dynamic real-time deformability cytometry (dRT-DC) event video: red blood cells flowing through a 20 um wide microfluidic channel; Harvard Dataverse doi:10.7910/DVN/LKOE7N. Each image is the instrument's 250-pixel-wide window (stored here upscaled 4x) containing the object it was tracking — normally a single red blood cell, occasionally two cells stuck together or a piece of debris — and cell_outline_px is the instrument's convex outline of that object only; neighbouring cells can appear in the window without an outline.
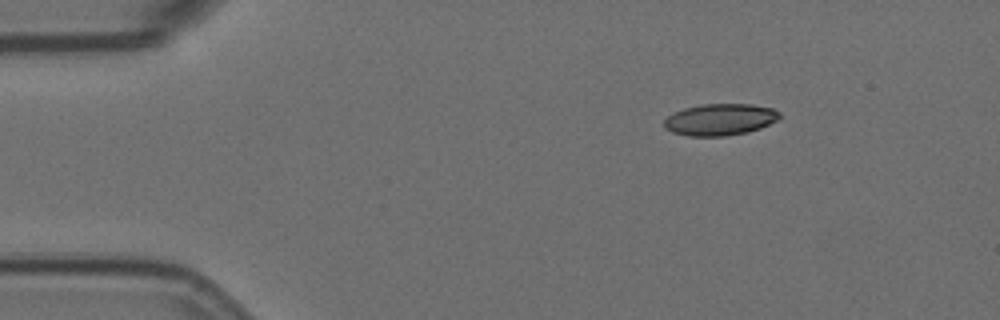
{"species": "Egyptian fruit bat (a non-hibernating species)", "species_latin": "Rousettus aegyptiacus", "temperature_condition": "room temperature", "stored_images_in_passage": 49, "camera_frame_rate_fps": 3000, "um_per_image_px": 0.085, "animal": {"sex": "female"}, "frame": {"image": 1, "passage_image": 1, "time_ms": 0.0, "image_size_px": [1000, 320], "cell_outline_px": [[780, 116], [776, 120], [760, 128], [748, 132], [724, 136], [688, 136], [672, 132], [664, 128], [664, 120], [672, 112], [684, 108], [700, 104], [752, 104], [772, 108], [780, 112]], "centroid_in_image_um": [61.17, 10.16], "position_along_channel_um": 23.8, "area_um2": 21.39}}
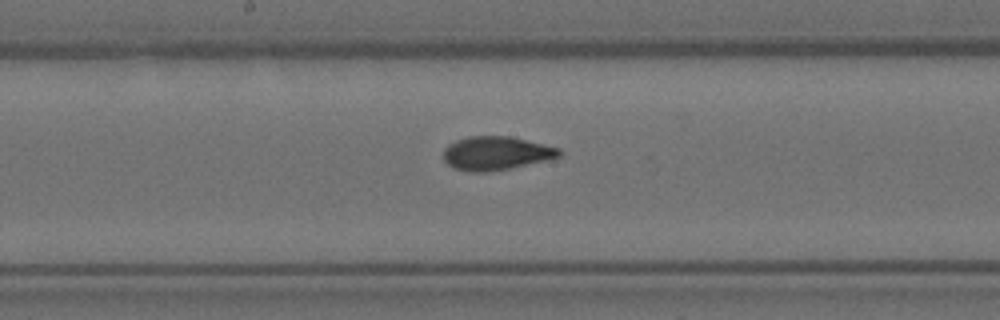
{"frame": {"image": 2, "passage_image": 22, "time_ms": 7.0, "image_size_px": [1000, 320], "cell_outline_px": [[564, 152], [560, 156], [552, 160], [508, 168], [484, 172], [468, 172], [452, 168], [444, 160], [444, 148], [448, 144], [456, 140], [468, 136], [508, 136], [560, 148]], "centroid_in_image_um": [42.18, 13.03], "position_along_channel_um": 206.0, "area_um2": 22.83}}
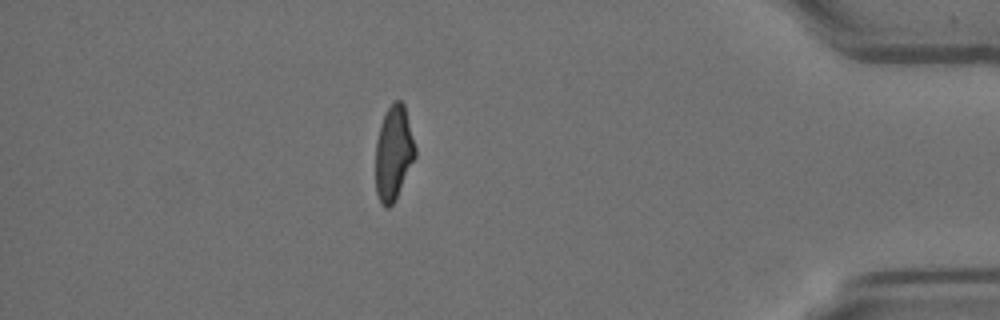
{"frame": {"image": 3, "passage_image": 42, "time_ms": 13.667, "image_size_px": [1000, 320], "cell_outline_px": [[416, 156], [392, 204], [388, 208], [384, 208], [380, 204], [376, 192], [376, 140], [384, 116], [388, 108], [396, 100], [400, 100], [404, 104], [416, 148]], "centroid_in_image_um": [33.45, 13.02], "position_along_channel_um": 401.8, "area_um2": 21.44}, "authors_computed_cell_mechanics": {"area_um2": 22.1374, "velocity_mm_per_s": 3.5965, "shape_relaxation_time_tau1_ms": 9.1889, "shape_relaxation_time_tau2_ms": 1.4979, "deformation_change_tau1": 0.2384, "deformation_change_tau2": 0.0832}}